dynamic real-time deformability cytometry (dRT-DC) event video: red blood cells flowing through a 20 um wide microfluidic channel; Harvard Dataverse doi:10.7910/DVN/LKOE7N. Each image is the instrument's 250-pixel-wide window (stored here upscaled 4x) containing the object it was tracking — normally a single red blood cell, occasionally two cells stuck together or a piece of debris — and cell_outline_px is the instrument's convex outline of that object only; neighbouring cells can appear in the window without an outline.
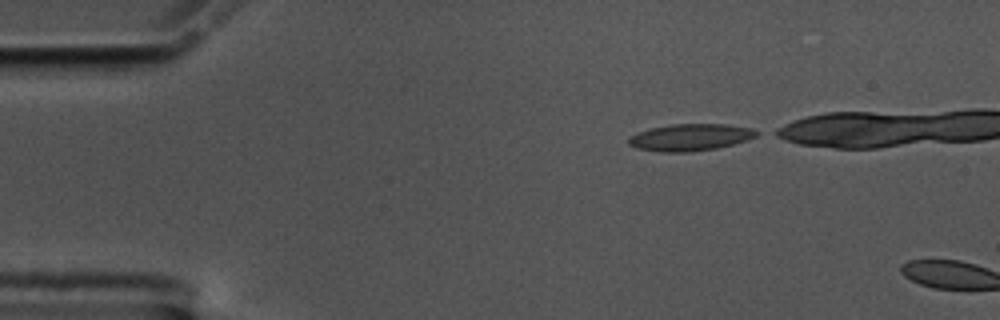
{"species": "common noctule bat (a hibernating species)", "species_latin": "Nyctalus noctula", "temperature_condition": "cold", "stored_images_in_passage": 3, "camera_frame_rate_fps": 3000, "um_per_image_px": 0.085, "animal": {"sex": "male", "body_mass_g": 17.5, "forearm_length_mm": 52.3}, "frame": {"image": 1, "passage_image": 1, "time_ms": 0.0, "image_size_px": [1000, 320], "cell_outline_px": [[760, 132], [756, 136], [748, 140], [716, 148], [688, 152], [664, 152], [636, 148], [628, 144], [628, 136], [636, 132], [652, 128], [672, 124], [728, 124], [752, 128]], "centroid_in_image_um": [58.66, 11.66], "position_along_channel_um": 26.3, "area_um2": 20.11}}